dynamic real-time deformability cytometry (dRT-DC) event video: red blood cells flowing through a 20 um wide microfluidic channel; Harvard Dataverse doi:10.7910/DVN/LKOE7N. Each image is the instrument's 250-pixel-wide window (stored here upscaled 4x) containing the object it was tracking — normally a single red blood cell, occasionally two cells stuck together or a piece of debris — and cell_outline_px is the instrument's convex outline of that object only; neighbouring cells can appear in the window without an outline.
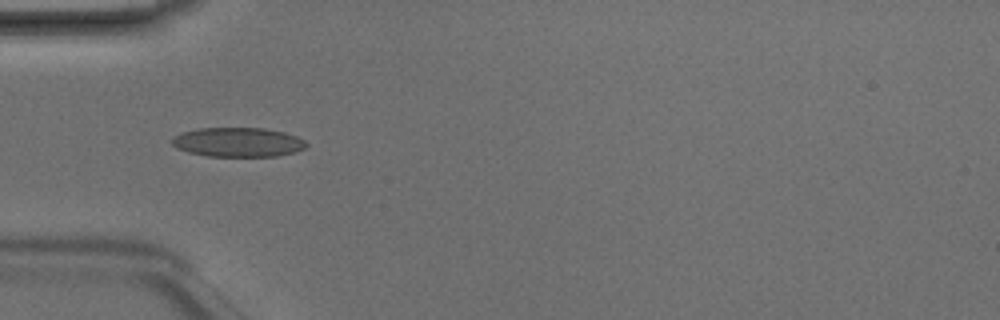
{"species": "Egyptian fruit bat (a non-hibernating species)", "species_latin": "Rousettus aegyptiacus", "temperature_condition": "room temperature", "stored_images_in_passage": 6, "camera_frame_rate_fps": 3000, "um_per_image_px": 0.085, "animal": {"sex": "male"}, "frame": {"image": 1, "passage_image": 5, "time_ms": 1.333, "image_size_px": [1000, 320], "cell_outline_px": [[308, 144], [304, 148], [292, 152], [276, 156], [208, 156], [188, 152], [176, 148], [172, 144], [172, 140], [176, 136], [184, 132], [200, 128], [264, 128], [284, 132], [296, 136], [304, 140]], "centroid_in_image_um": [20.23, 12.08], "position_along_channel_um": 64.8, "area_um2": 22.72}}